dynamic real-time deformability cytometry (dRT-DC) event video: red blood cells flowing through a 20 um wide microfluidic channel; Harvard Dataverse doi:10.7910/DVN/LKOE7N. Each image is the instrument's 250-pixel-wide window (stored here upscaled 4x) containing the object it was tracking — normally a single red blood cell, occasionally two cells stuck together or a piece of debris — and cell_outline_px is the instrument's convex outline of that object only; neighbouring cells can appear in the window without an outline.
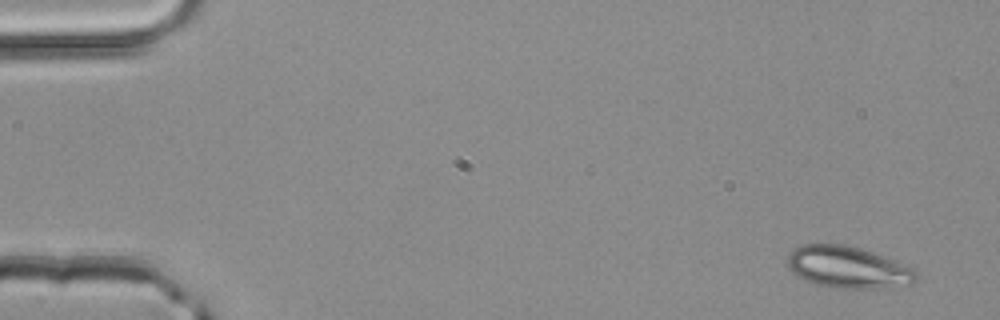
{"species": "common noctule bat (a hibernating species)", "species_latin": "Nyctalus noctula", "temperature_condition": "room temperature", "stored_images_in_passage": 3, "camera_frame_rate_fps": 3000, "um_per_image_px": 0.085, "animal": {"sex": "male", "body_mass_g": 20.4}, "frame": {"image": 1, "passage_image": 1, "time_ms": 0.0, "image_size_px": [1000, 320], "cell_outline_px": [[916, 280], [912, 284], [868, 288], [832, 288], [804, 280], [788, 264], [788, 256], [796, 248], [804, 244], [844, 244], [860, 248], [872, 252], [912, 268], [916, 272]], "centroid_in_image_um": [72.08, 22.71], "position_along_channel_um": 12.9, "area_um2": 30.52}}